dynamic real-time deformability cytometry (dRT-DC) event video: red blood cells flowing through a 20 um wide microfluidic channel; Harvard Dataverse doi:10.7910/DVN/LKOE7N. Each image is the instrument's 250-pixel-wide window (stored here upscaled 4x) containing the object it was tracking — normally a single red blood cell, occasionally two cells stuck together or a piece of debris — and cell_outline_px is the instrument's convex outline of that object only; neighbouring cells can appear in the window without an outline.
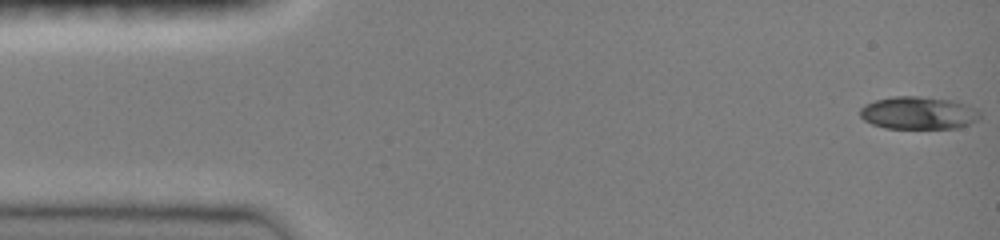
{"species": "common noctule bat (a hibernating species)", "species_latin": "Nyctalus noctula", "temperature_condition": "room temperature", "stored_images_in_passage": 47, "camera_frame_rate_fps": 3000, "um_per_image_px": 0.085, "animal": {"sex": "female", "body_mass_g": 19.0, "forearm_length_mm": 51.5}, "frame": {"image": 1, "passage_image": 1, "time_ms": 0.0, "image_size_px": [1000, 240], "cell_outline_px": [[980, 116], [976, 120], [960, 128], [884, 128], [872, 124], [864, 120], [860, 116], [860, 108], [864, 104], [876, 100], [892, 96], [920, 96], [956, 100], [976, 108], [980, 112]], "centroid_in_image_um": [78.07, 9.59], "position_along_channel_um": 6.9, "area_um2": 23.06}}
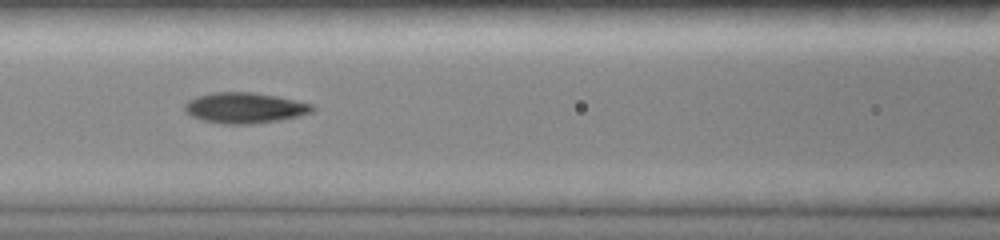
{"frame": {"image": 2, "passage_image": 20, "time_ms": 6.333, "image_size_px": [1000, 240], "cell_outline_px": [[316, 108], [312, 112], [300, 116], [280, 120], [256, 124], [220, 124], [204, 120], [192, 116], [184, 112], [184, 104], [188, 100], [196, 96], [212, 92], [252, 92], [276, 96], [296, 100], [312, 104]], "centroid_in_image_um": [20.8, 9.17], "position_along_channel_um": 145.8, "area_um2": 23.06}}
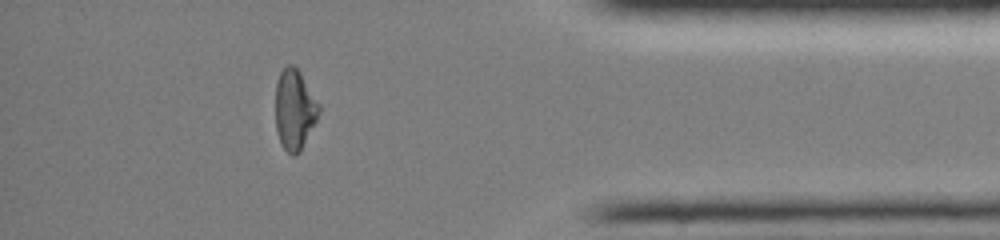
{"frame": {"image": 3, "passage_image": 41, "time_ms": 13.333, "image_size_px": [1000, 240], "cell_outline_px": [[320, 112], [300, 152], [296, 156], [292, 156], [280, 144], [276, 132], [276, 84], [280, 72], [288, 64], [292, 64], [300, 72], [320, 104]], "centroid_in_image_um": [25.03, 9.33], "position_along_channel_um": 410.2, "area_um2": 20.35}, "authors_computed_cell_mechanics": {"area_um2": 21.386, "velocity_mm_per_s": 4.0762, "shape_relaxation_time_tau1_ms": null, "shape_relaxation_time_tau2_ms": 2.8596, "deformation_change_tau1": null, "deformation_change_tau2": 0.0729}}